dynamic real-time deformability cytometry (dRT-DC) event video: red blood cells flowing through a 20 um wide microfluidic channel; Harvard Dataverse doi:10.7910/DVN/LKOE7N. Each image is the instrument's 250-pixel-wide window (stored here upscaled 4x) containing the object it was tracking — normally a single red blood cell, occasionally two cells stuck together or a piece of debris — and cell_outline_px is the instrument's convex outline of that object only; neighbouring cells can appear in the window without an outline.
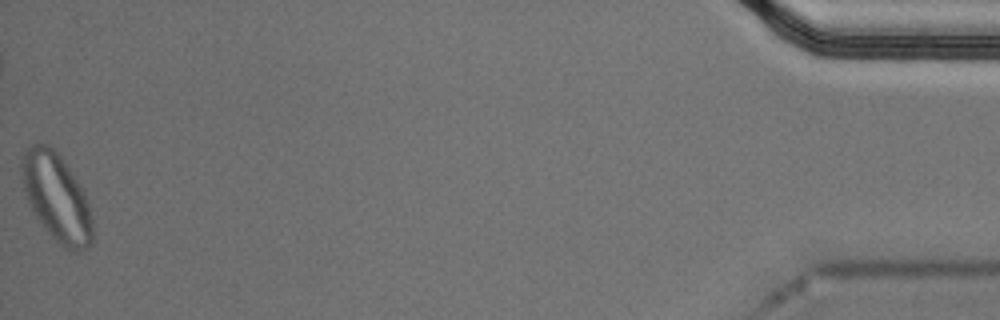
{"species": "Egyptian fruit bat (a non-hibernating species)", "species_latin": "Rousettus aegyptiacus", "temperature_condition": "cold", "stored_images_in_passage": 50, "segment_of_instrument_passage": [2, 2], "camera_frame_rate_fps": 3000, "um_per_image_px": 0.085, "animal": {"sex": "male"}, "frame": {"image": 1, "passage_image": 50, "time_ms": 16.333, "image_size_px": [1000, 320], "cell_outline_px": [[92, 244], [88, 248], [80, 252], [72, 252], [64, 248], [40, 224], [32, 212], [24, 188], [20, 172], [20, 160], [24, 148], [32, 144], [48, 144], [60, 156], [84, 188], [92, 220]], "centroid_in_image_um": [4.8, 16.78], "position_along_channel_um": 430.4, "area_um2": 36.7}}